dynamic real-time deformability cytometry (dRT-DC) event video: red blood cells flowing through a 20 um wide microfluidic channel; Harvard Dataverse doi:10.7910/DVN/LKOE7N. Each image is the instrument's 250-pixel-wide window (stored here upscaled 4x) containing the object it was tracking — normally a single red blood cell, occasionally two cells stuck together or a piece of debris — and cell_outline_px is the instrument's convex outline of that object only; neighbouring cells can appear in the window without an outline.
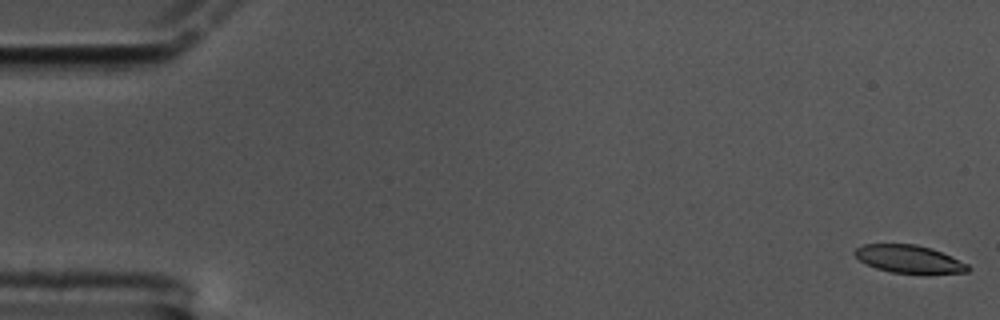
{"species": "common noctule bat (a hibernating species)", "species_latin": "Nyctalus noctula", "temperature_condition": "cold", "stored_images_in_passage": 61, "camera_frame_rate_fps": 3000, "um_per_image_px": 0.085, "animal": {"sex": "male", "body_mass_g": 17.5, "forearm_length_mm": 52.3}, "frame": {"image": 1, "passage_image": 1, "time_ms": 0.0, "image_size_px": [1000, 320], "cell_outline_px": [[972, 268], [968, 272], [924, 276], [920, 276], [892, 272], [876, 268], [864, 264], [852, 252], [856, 248], [864, 244], [916, 244], [932, 248], [968, 264]], "centroid_in_image_um": [77.32, 22.07], "position_along_channel_um": 7.7, "area_um2": 19.13}}
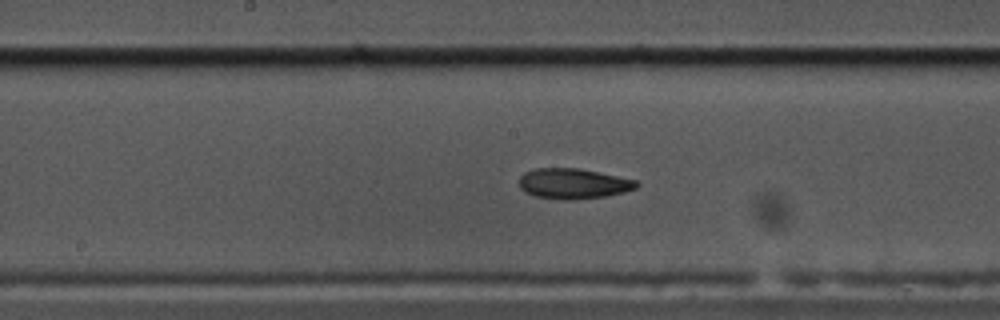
{"frame": {"image": 2, "passage_image": 31, "time_ms": 10.0, "image_size_px": [1000, 320], "cell_outline_px": [[640, 184], [636, 188], [624, 192], [604, 196], [572, 200], [564, 200], [536, 196], [524, 192], [520, 188], [520, 176], [524, 172], [532, 168], [580, 168], [636, 180]], "centroid_in_image_um": [48.71, 15.6], "position_along_channel_um": 199.5, "area_um2": 20.81}}
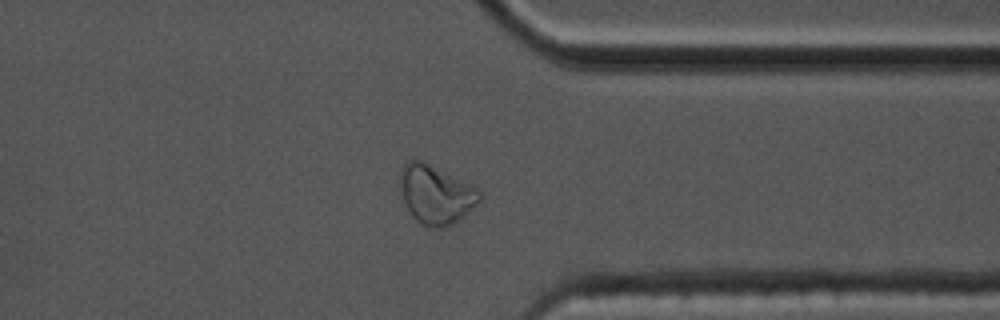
{"frame": {"image": 3, "passage_image": 47, "time_ms": 15.333, "image_size_px": [1000, 320], "cell_outline_px": [[484, 196], [464, 216], [452, 224], [444, 228], [428, 228], [420, 224], [412, 216], [404, 200], [400, 184], [400, 168], [408, 160], [420, 160], [476, 188]], "centroid_in_image_um": [37.03, 16.57], "position_along_channel_um": 374.4, "area_um2": 26.76}, "authors_computed_cell_mechanics": {"area_um2": 20.5768, "velocity_mm_per_s": 3.3462, "shape_relaxation_time_tau1_ms": 3.6305, "shape_relaxation_time_tau2_ms": 6.3296, "deformation_change_tau1": 0.143, "deformation_change_tau2": 0.1344}}